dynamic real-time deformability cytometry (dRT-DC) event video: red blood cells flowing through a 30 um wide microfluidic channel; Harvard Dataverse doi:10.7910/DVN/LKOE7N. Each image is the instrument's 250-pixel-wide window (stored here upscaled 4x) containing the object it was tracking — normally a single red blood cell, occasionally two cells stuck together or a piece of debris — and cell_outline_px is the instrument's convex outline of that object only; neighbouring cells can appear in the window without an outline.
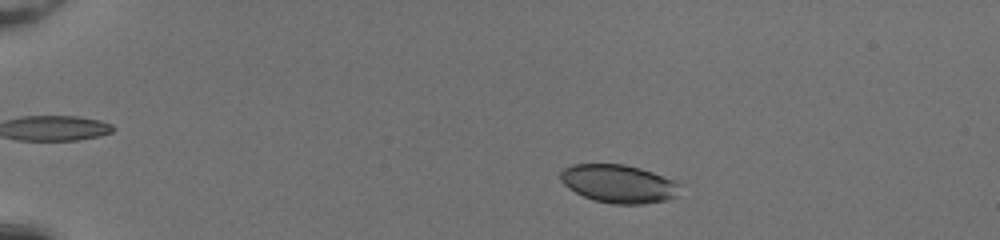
{"species": "common noctule bat (a hibernating species)", "species_latin": "Nyctalus noctula", "temperature_condition": "room temperature", "stored_images_in_passage": 48, "camera_frame_rate_fps": 3000, "um_per_image_px": 0.085, "animal": {"sex": "female", "body_mass_g": 20.0, "forearm_length_mm": 54.0}, "frame": {"image": 1, "passage_image": 7, "time_ms": 2.0, "image_size_px": [1000, 240], "cell_outline_px": [[684, 184], [676, 196], [668, 200], [644, 204], [612, 204], [592, 200], [568, 188], [560, 180], [560, 172], [564, 168], [572, 164], [624, 164], [640, 168], [676, 180]], "centroid_in_image_um": [52.63, 15.62], "position_along_channel_um": 32.4, "area_um2": 26.99}}
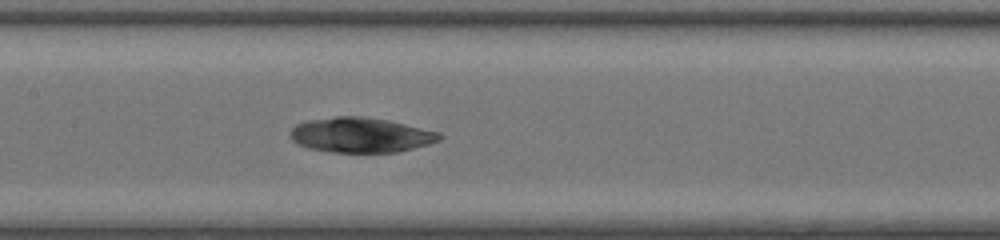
{"frame": {"image": 2, "passage_image": 24, "time_ms": 7.667, "image_size_px": [1000, 240], "cell_outline_px": [[444, 136], [440, 140], [428, 144], [396, 152], [332, 152], [308, 148], [296, 144], [288, 136], [288, 132], [296, 124], [308, 120], [336, 116], [364, 116], [388, 120], [440, 132]], "centroid_in_image_um": [30.63, 11.47], "position_along_channel_um": 176.8, "area_um2": 30.58}}
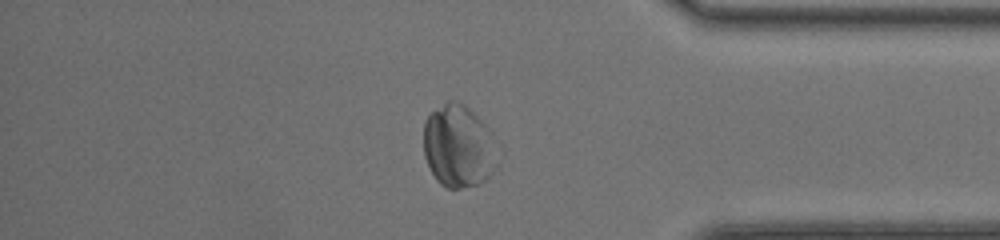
{"frame": {"image": 3, "passage_image": 41, "time_ms": 13.333, "image_size_px": [1000, 240], "cell_outline_px": [[492, 132], [488, 176], [484, 180], [476, 184], [460, 188], [448, 188], [440, 184], [436, 180], [424, 156], [424, 124], [428, 116], [432, 112], [448, 100], [456, 100], [464, 104]], "centroid_in_image_um": [38.84, 12.39], "position_along_channel_um": 396.4, "area_um2": 33.93}}